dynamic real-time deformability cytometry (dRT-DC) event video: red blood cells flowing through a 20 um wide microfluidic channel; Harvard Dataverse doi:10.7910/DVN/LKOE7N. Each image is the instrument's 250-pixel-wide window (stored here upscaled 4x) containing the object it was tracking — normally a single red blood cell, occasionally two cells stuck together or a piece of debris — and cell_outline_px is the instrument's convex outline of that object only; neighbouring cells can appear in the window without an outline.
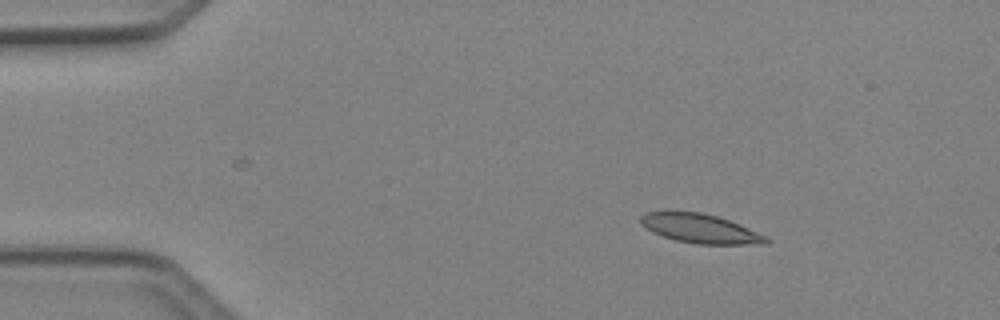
{"species": "Egyptian fruit bat (a non-hibernating species)", "species_latin": "Rousettus aegyptiacus", "temperature_condition": "cold", "stored_images_in_passage": 5, "camera_frame_rate_fps": 3000, "um_per_image_px": 0.085, "animal": {"sex": "female"}, "frame": {"image": 1, "passage_image": 3, "time_ms": 0.667, "image_size_px": [1000, 320], "cell_outline_px": [[772, 240], [768, 244], [696, 244], [676, 240], [652, 232], [640, 224], [640, 216], [648, 212], [700, 212], [716, 216], [740, 224], [768, 236]], "centroid_in_image_um": [59.58, 19.44], "position_along_channel_um": 25.4, "area_um2": 21.27}}